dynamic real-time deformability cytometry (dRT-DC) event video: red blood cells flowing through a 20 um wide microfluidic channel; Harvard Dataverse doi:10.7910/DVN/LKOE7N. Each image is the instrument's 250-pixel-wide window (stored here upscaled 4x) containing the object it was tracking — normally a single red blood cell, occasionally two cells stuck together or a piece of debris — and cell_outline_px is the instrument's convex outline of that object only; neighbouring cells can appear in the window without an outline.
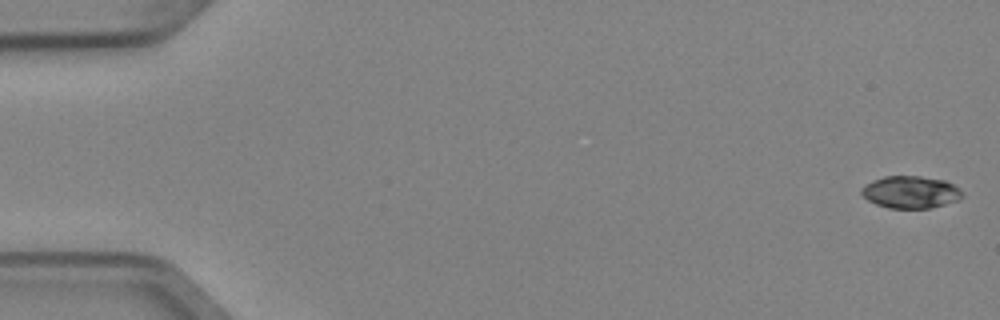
{"species": "Egyptian fruit bat (a non-hibernating species)", "species_latin": "Rousettus aegyptiacus", "temperature_condition": "cold", "stored_images_in_passage": 5, "camera_frame_rate_fps": 3000, "um_per_image_px": 0.085, "animal": {"sex": "female"}, "frame": {"image": 1, "passage_image": 1, "time_ms": 0.0, "image_size_px": [1000, 320], "cell_outline_px": [[964, 196], [960, 200], [932, 208], [888, 208], [876, 204], [868, 200], [860, 192], [860, 188], [864, 184], [872, 180], [884, 176], [920, 176], [944, 180], [960, 188], [964, 192]], "centroid_in_image_um": [77.42, 16.33], "position_along_channel_um": 7.6, "area_um2": 19.25}}
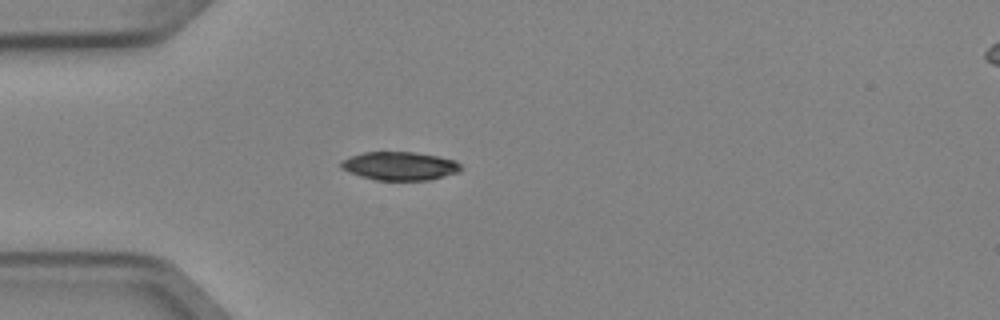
{"frame": {"image": 2, "passage_image": 5, "time_ms": 1.333, "image_size_px": [1000, 320], "cell_outline_px": [[464, 168], [460, 172], [428, 180], [376, 180], [360, 176], [348, 172], [340, 168], [340, 160], [348, 156], [364, 152], [412, 152], [436, 156], [456, 160]], "centroid_in_image_um": [33.95, 14.11], "position_along_channel_um": 51.0, "area_um2": 20.06}}